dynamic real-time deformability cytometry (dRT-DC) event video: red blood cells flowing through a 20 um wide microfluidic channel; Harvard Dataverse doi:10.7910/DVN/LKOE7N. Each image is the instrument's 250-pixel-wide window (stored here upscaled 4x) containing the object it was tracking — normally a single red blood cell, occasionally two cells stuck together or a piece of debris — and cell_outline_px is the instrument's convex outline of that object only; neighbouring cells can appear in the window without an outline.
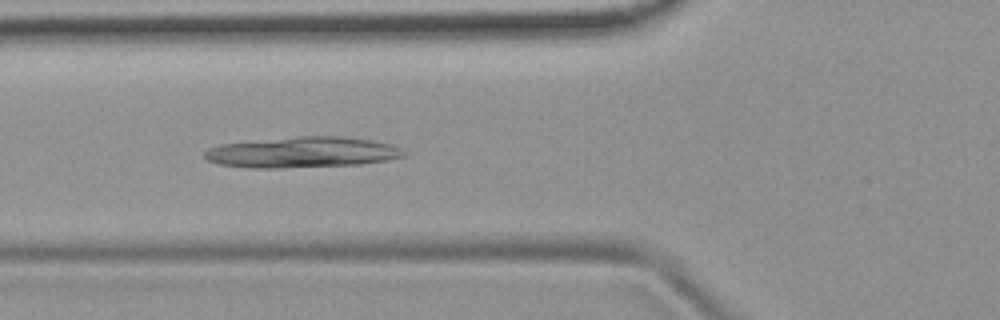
{"species": "common noctule bat (a hibernating species)", "species_latin": "Nyctalus noctula", "temperature_condition": "room temperature", "stored_images_in_passage": 5, "camera_frame_rate_fps": 3000, "um_per_image_px": 0.085, "animal": {"sex": "female", "body_mass_g": 19.9}, "frame": {"image": 1, "passage_image": 5, "time_ms": 4.333, "image_size_px": [1000, 320], "cell_outline_px": [[404, 156], [384, 160], [360, 164], [280, 168], [248, 168], [220, 164], [208, 160], [204, 156], [204, 152], [208, 148], [220, 144], [300, 136], [344, 136], [372, 140], [388, 144], [400, 148], [404, 152]], "centroid_in_image_um": [25.66, 12.94], "position_along_channel_um": 100.1, "area_um2": 35.43}}